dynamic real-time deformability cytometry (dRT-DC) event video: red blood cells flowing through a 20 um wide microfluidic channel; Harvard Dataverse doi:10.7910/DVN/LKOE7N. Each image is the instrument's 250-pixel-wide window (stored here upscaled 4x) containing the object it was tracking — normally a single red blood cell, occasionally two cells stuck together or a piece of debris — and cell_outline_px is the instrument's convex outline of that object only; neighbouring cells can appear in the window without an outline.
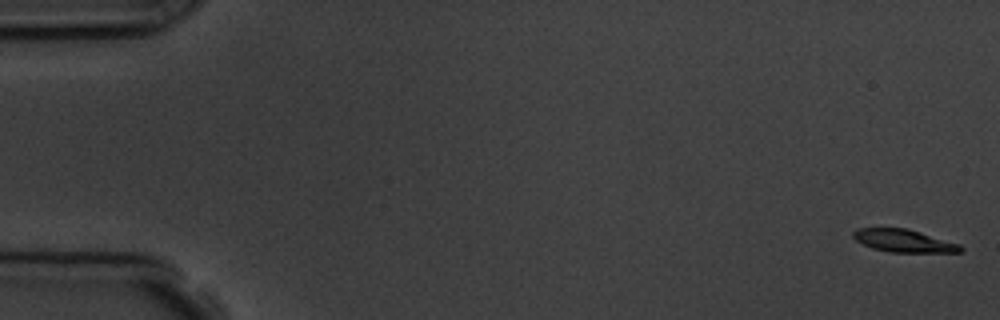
{"species": "common noctule bat (a hibernating species)", "species_latin": "Nyctalus noctula", "temperature_condition": "room temperature", "stored_images_in_passage": 6, "camera_frame_rate_fps": 3000, "um_per_image_px": 0.085, "animal": {"sex": "male", "body_mass_g": 19.5, "forearm_length_mm": 54.6}, "frame": {"image": 1, "passage_image": 1, "time_ms": 0.0, "image_size_px": [1000, 320], "cell_outline_px": [[964, 248], [960, 252], [888, 252], [872, 248], [856, 240], [852, 236], [852, 232], [856, 228], [908, 228], [960, 244]], "centroid_in_image_um": [76.81, 20.46], "position_along_channel_um": 8.2, "area_um2": 14.22}}
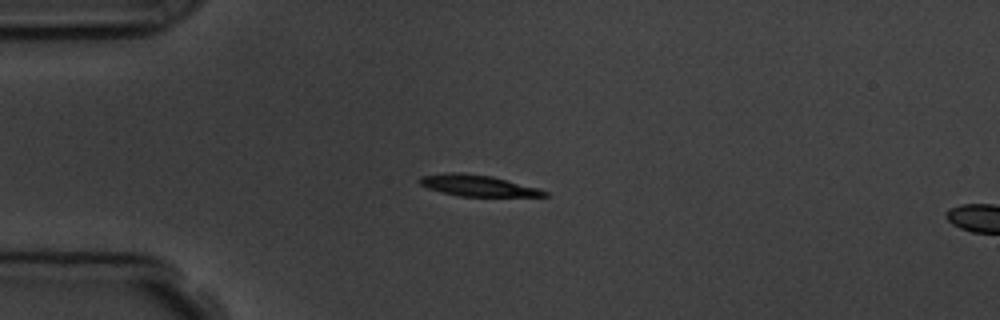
{"frame": {"image": 2, "passage_image": 5, "time_ms": 4.333, "image_size_px": [1000, 320], "cell_outline_px": [[548, 196], [460, 196], [440, 192], [428, 188], [420, 184], [416, 180], [420, 176], [444, 172], [460, 172], [492, 176], [536, 188], [548, 192]], "centroid_in_image_um": [40.5, 15.76], "position_along_channel_um": 44.5, "area_um2": 15.37}}